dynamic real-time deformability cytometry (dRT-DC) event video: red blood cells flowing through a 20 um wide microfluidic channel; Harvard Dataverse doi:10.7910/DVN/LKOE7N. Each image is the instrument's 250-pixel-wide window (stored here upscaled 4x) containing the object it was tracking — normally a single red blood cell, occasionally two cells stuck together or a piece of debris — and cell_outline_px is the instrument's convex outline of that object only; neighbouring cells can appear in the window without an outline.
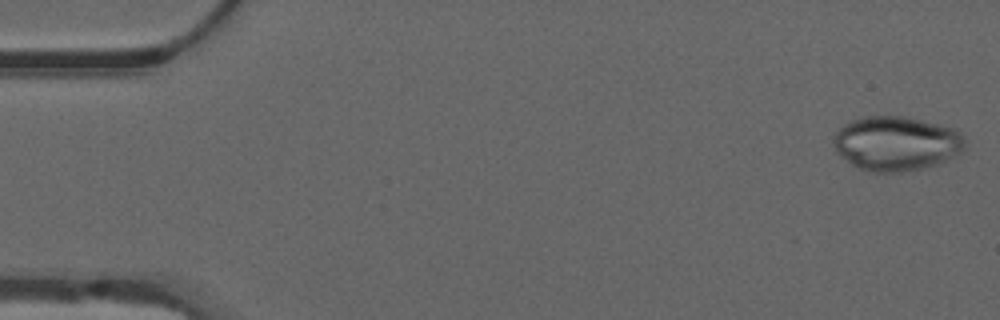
{"species": "common noctule bat (a hibernating species)", "species_latin": "Nyctalus noctula", "temperature_condition": "warm", "stored_images_in_passage": 53, "camera_frame_rate_fps": 3000, "um_per_image_px": 0.085, "animal": {"sex": "male", "forearm_length_mm": 52.5}, "frame": {"image": 1, "passage_image": 1, "time_ms": 0.0, "image_size_px": [1000, 320], "cell_outline_px": [[964, 148], [960, 152], [936, 164], [920, 168], [900, 172], [872, 172], [860, 168], [852, 164], [840, 156], [836, 152], [832, 140], [836, 132], [844, 124], [852, 120], [864, 116], [908, 116], [956, 128], [964, 136]], "centroid_in_image_um": [76.17, 12.17], "position_along_channel_um": 8.8, "area_um2": 41.73}}
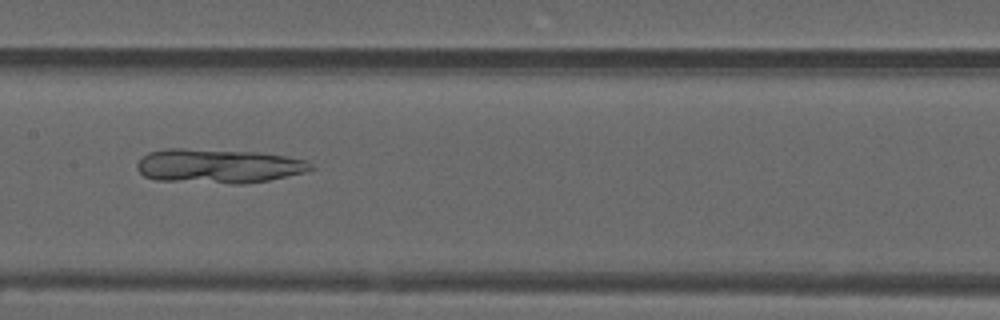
{"frame": {"image": 2, "passage_image": 26, "time_ms": 8.333, "image_size_px": [1000, 320], "cell_outline_px": [[316, 168], [304, 172], [268, 180], [244, 184], [232, 184], [160, 180], [144, 176], [136, 168], [136, 164], [148, 152], [164, 148], [180, 148], [256, 152], [284, 156], [304, 160], [312, 164]], "centroid_in_image_um": [18.54, 14.11], "position_along_channel_um": 188.9, "area_um2": 34.56}}
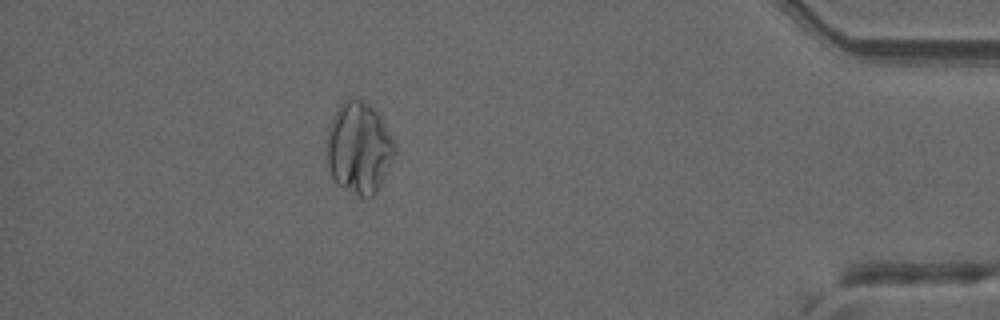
{"frame": {"image": 3, "passage_image": 47, "time_ms": 15.333, "image_size_px": [1000, 320], "cell_outline_px": [[396, 152], [376, 192], [372, 196], [364, 200], [356, 196], [336, 184], [324, 160], [324, 148], [328, 128], [340, 104], [348, 96], [352, 96], [368, 104], [380, 116], [396, 148]], "centroid_in_image_um": [30.44, 12.61], "position_along_channel_um": 404.8, "area_um2": 36.76}}